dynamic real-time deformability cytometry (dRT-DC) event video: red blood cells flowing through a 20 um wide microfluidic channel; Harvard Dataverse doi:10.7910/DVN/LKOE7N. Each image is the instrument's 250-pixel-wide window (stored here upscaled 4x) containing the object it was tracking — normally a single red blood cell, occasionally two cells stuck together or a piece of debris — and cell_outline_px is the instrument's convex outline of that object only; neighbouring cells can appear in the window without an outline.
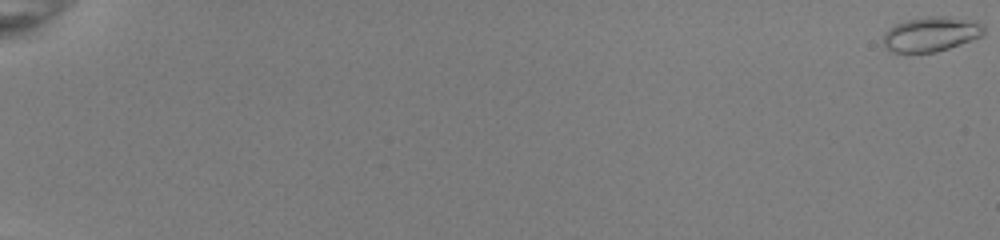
{"species": "common noctule bat (a hibernating species)", "species_latin": "Nyctalus noctula", "temperature_condition": "room temperature", "stored_images_in_passage": 54, "camera_frame_rate_fps": 3000, "um_per_image_px": 0.085, "animal": {"sex": "female", "body_mass_g": 22.0, "forearm_length_mm": 56.7}, "frame": {"image": 1, "passage_image": 1, "time_ms": 0.0, "image_size_px": [1000, 240], "cell_outline_px": [[984, 36], [936, 52], [888, 52], [884, 48], [884, 32], [888, 28], [896, 24], [908, 20], [924, 16], [948, 16], [976, 20], [984, 24]], "centroid_in_image_um": [79.16, 2.89], "position_along_channel_um": 5.8, "area_um2": 20.69}}
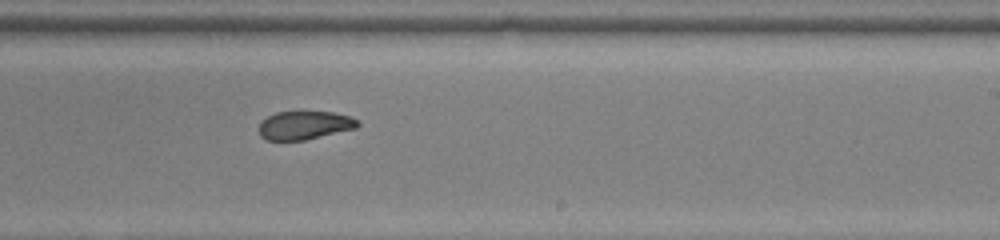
{"frame": {"image": 2, "passage_image": 37, "time_ms": 12.0, "image_size_px": [1000, 240], "cell_outline_px": [[360, 124], [356, 128], [304, 140], [264, 140], [260, 136], [260, 120], [276, 112], [336, 112], [348, 116], [356, 120]], "centroid_in_image_um": [25.85, 10.65], "position_along_channel_um": 263.1, "area_um2": 16.24}}
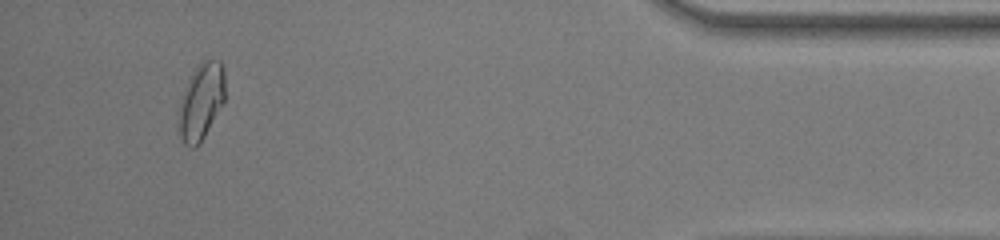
{"frame": {"image": 3, "passage_image": 52, "time_ms": 17.0, "image_size_px": [1000, 240], "cell_outline_px": [[224, 104], [200, 144], [196, 148], [188, 148], [184, 144], [180, 136], [176, 120], [180, 96], [188, 80], [196, 68], [204, 60], [220, 60], [224, 72]], "centroid_in_image_um": [17.06, 8.7], "position_along_channel_um": 418.1, "area_um2": 21.21}}